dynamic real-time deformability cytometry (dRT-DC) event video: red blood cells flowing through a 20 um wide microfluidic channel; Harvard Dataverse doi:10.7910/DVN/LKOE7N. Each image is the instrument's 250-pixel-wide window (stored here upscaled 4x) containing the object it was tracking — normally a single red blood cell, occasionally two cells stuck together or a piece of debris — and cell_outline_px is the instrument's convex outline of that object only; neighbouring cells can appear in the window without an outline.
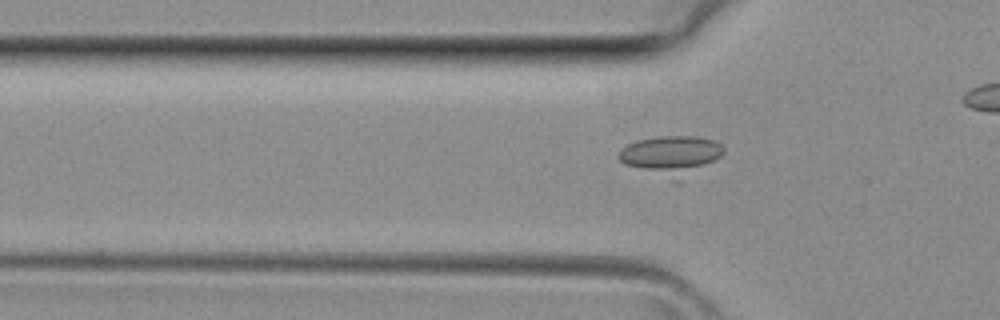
{"species": "common noctule bat (a hibernating species)", "species_latin": "Nyctalus noctula", "temperature_condition": "room temperature", "stored_images_in_passage": 12, "camera_frame_rate_fps": 3000, "um_per_image_px": 0.085, "animal": {"sex": "female", "body_mass_g": 29.2, "forearm_length_mm": 56.3}, "frame": {"image": 1, "passage_image": 9, "time_ms": 2.667, "image_size_px": [1000, 320], "cell_outline_px": [[724, 152], [720, 156], [676, 184], [624, 164], [616, 156], [628, 144], [636, 140], [660, 136], [692, 136], [712, 140], [720, 144], [724, 148]], "centroid_in_image_um": [57.0, 13.25], "position_along_channel_um": 68.8, "area_um2": 24.16}}